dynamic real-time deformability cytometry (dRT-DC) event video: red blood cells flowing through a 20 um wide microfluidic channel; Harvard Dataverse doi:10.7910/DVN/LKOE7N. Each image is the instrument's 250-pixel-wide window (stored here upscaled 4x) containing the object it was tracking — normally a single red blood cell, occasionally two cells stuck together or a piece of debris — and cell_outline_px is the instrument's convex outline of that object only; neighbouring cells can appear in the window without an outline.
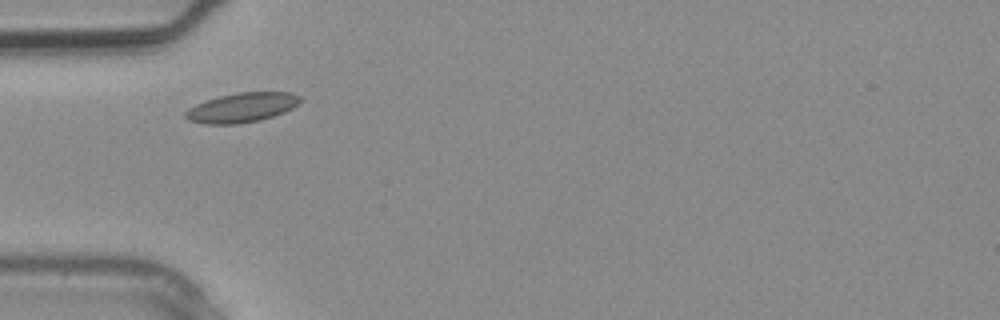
{"species": "common noctule bat (a hibernating species)", "species_latin": "Nyctalus noctula", "temperature_condition": "warm", "stored_images_in_passage": 1, "camera_frame_rate_fps": 3000, "um_per_image_px": 0.085, "animal": {"sex": "male", "body_mass_g": 20.4}, "frame": {"image": 1, "passage_image": 1, "time_ms": 0.0, "image_size_px": [1000, 320], "cell_outline_px": [[304, 100], [292, 108], [284, 112], [260, 120], [236, 124], [204, 124], [188, 120], [184, 116], [184, 112], [188, 108], [196, 104], [220, 96], [236, 92], [292, 92], [300, 96]], "centroid_in_image_um": [20.57, 9.14], "position_along_channel_um": 64.4, "area_um2": 19.83}}